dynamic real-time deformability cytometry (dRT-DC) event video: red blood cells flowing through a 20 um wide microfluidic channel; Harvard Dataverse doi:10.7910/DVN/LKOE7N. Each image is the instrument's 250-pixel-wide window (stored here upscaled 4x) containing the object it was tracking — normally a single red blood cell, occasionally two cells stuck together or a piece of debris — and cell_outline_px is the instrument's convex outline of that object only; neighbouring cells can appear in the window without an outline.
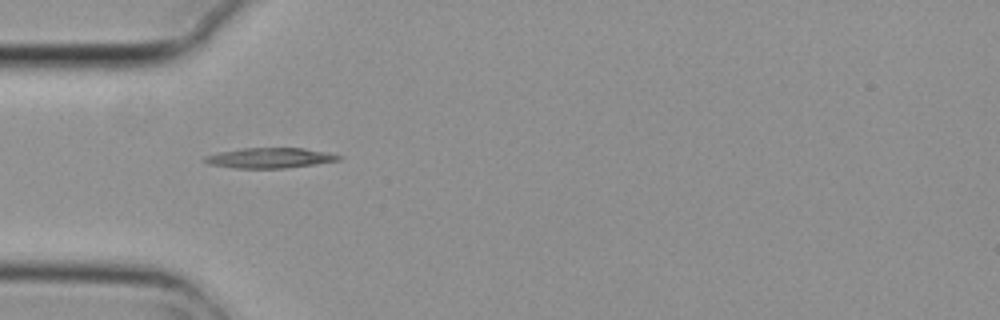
{"species": "common noctule bat (a hibernating species)", "species_latin": "Nyctalus noctula", "temperature_condition": "cold", "stored_images_in_passage": 3, "camera_frame_rate_fps": 3000, "um_per_image_px": 0.085, "animal": {"sex": "female", "body_mass_g": 29.2, "forearm_length_mm": 56.3}, "frame": {"image": 1, "passage_image": 3, "time_ms": 0.667, "image_size_px": [1000, 320], "cell_outline_px": [[344, 156], [340, 160], [284, 168], [232, 168], [208, 164], [204, 160], [204, 156], [220, 152], [244, 148], [304, 148], [328, 152]], "centroid_in_image_um": [22.94, 13.42], "position_along_channel_um": 62.1, "area_um2": 15.72}}